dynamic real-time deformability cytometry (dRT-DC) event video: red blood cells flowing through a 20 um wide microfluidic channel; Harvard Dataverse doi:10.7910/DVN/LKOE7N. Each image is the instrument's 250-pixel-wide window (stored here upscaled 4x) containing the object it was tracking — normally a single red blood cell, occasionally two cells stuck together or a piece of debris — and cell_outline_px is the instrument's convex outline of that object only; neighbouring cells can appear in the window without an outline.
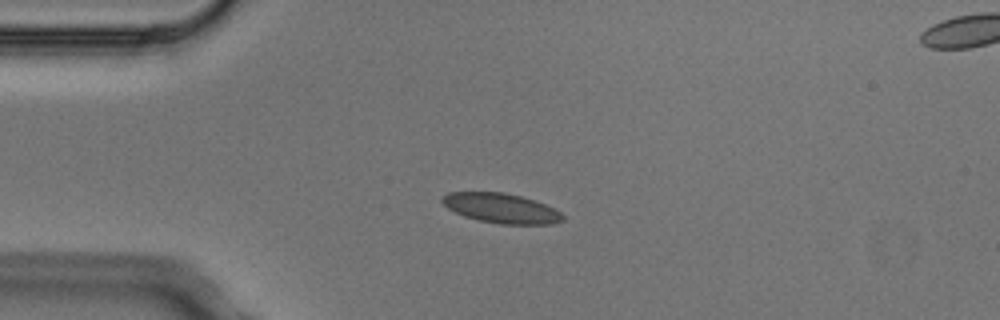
{"species": "Egyptian fruit bat (a non-hibernating species)", "species_latin": "Rousettus aegyptiacus", "temperature_condition": "cold", "stored_images_in_passage": 4, "segment_of_instrument_passage": [1, 2], "camera_frame_rate_fps": 3000, "um_per_image_px": 0.085, "animal": {"sex": "male"}, "frame": {"image": 1, "passage_image": 3, "time_ms": 0.667, "image_size_px": [1000, 320], "cell_outline_px": [[564, 220], [552, 224], [500, 224], [480, 220], [464, 216], [448, 208], [440, 200], [440, 196], [448, 192], [504, 192], [520, 196], [544, 204], [560, 212], [564, 216]], "centroid_in_image_um": [42.57, 17.69], "position_along_channel_um": 42.4, "area_um2": 20.75}}